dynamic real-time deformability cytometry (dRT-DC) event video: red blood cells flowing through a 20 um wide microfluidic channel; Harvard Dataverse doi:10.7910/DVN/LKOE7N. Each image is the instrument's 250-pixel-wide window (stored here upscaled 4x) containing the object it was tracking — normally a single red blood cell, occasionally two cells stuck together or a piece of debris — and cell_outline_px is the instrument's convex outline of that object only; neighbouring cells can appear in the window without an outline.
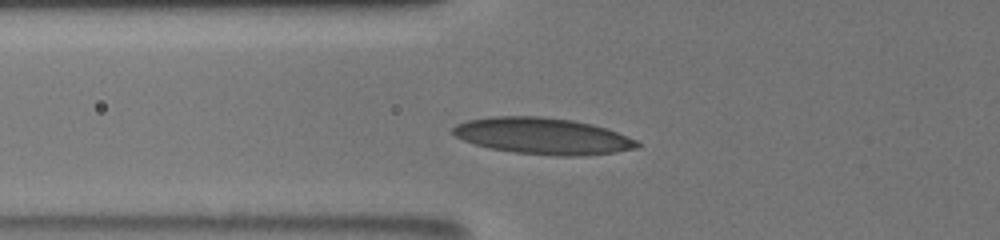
{"species": "human", "species_latin": "Homo sapiens", "temperature_condition": "room temperature", "stored_images_in_passage": 26, "camera_frame_rate_fps": 3000, "um_per_image_px": 0.085, "donor": {"sex": "male"}, "frame": {"image": 1, "passage_image": 3, "time_ms": 2.0, "image_size_px": [1000, 240], "cell_outline_px": [[640, 148], [616, 152], [576, 156], [556, 156], [516, 152], [492, 148], [476, 144], [464, 140], [456, 136], [452, 132], [452, 128], [456, 124], [468, 120], [492, 116], [540, 116], [572, 120], [592, 124], [616, 132], [636, 140], [640, 144]], "centroid_in_image_um": [46.14, 11.56], "position_along_channel_um": 79.7, "area_um2": 38.84}}
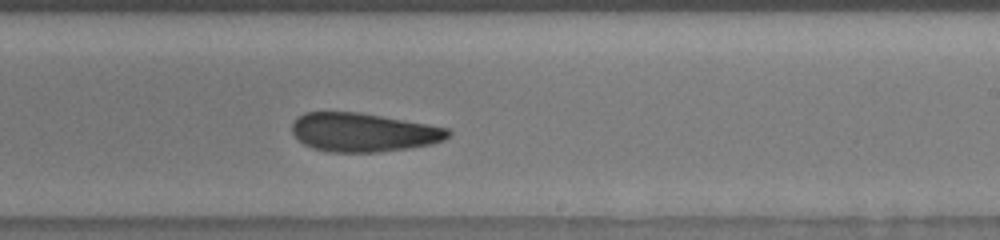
{"frame": {"image": 2, "passage_image": 16, "time_ms": 6.667, "image_size_px": [1000, 240], "cell_outline_px": [[452, 132], [444, 140], [432, 144], [408, 148], [376, 152], [328, 152], [312, 148], [304, 144], [292, 132], [292, 124], [304, 112], [360, 112], [428, 124], [448, 128]], "centroid_in_image_um": [30.9, 11.25], "position_along_channel_um": 258.1, "area_um2": 35.14}}
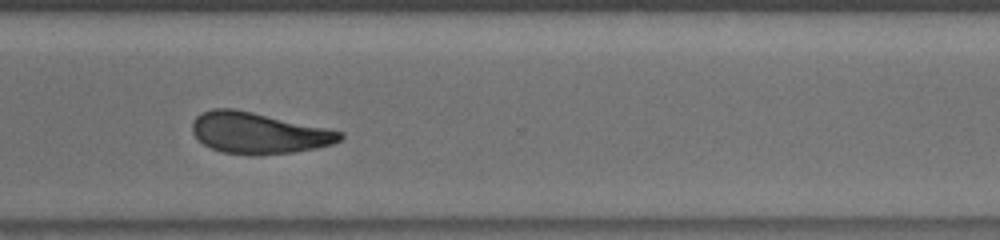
{"frame": {"image": 3, "passage_image": 25, "time_ms": 9.0, "image_size_px": [1000, 240], "cell_outline_px": [[344, 136], [340, 140], [332, 144], [316, 148], [292, 152], [248, 156], [220, 152], [204, 144], [192, 132], [192, 124], [196, 116], [200, 112], [212, 108], [232, 108], [252, 112], [344, 132]], "centroid_in_image_um": [21.94, 11.31], "position_along_channel_um": 348.7, "area_um2": 35.37}}